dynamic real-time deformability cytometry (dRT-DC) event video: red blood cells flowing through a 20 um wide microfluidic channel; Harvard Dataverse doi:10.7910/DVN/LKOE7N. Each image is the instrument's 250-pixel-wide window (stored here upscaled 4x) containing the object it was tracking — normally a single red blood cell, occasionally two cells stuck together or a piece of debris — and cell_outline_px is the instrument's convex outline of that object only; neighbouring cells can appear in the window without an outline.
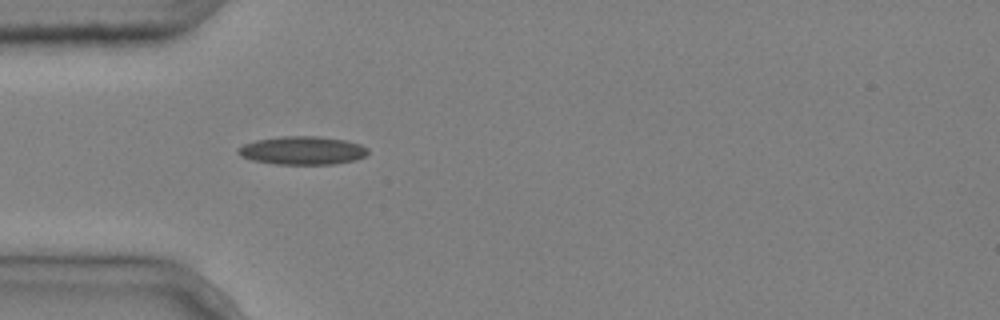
{"species": "common noctule bat (a hibernating species)", "species_latin": "Nyctalus noctula", "temperature_condition": "cold", "stored_images_in_passage": 4, "camera_frame_rate_fps": 3000, "um_per_image_px": 0.085, "animal": {"sex": "male", "body_mass_g": 20.4}, "frame": {"image": 1, "passage_image": 4, "time_ms": 1.0, "image_size_px": [1000, 320], "cell_outline_px": [[368, 152], [364, 156], [356, 160], [336, 164], [276, 164], [252, 160], [240, 156], [236, 152], [236, 148], [244, 144], [256, 140], [284, 136], [316, 136], [344, 140], [360, 144], [368, 148]], "centroid_in_image_um": [25.69, 12.79], "position_along_channel_um": 59.3, "area_um2": 21.44}}